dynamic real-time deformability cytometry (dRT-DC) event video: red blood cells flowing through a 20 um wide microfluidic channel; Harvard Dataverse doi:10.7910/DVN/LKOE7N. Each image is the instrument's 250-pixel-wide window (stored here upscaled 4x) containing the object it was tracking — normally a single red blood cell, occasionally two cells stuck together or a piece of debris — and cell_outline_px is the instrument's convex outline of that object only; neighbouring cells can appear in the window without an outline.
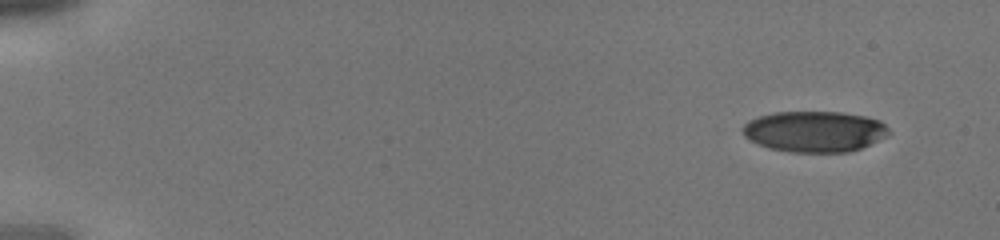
{"species": "human", "species_latin": "Homo sapiens", "temperature_condition": "cold", "stored_images_in_passage": 32, "camera_frame_rate_fps": 3000, "um_per_image_px": 0.085, "donor": {"sex": "male"}, "frame": {"image": 1, "passage_image": 1, "time_ms": 0.0, "image_size_px": [1000, 240], "cell_outline_px": [[892, 132], [860, 148], [848, 152], [792, 152], [768, 148], [744, 136], [740, 128], [748, 120], [772, 112], [840, 112], [864, 116], [880, 120]], "centroid_in_image_um": [69.2, 11.17], "position_along_channel_um": 15.8, "area_um2": 34.68}}
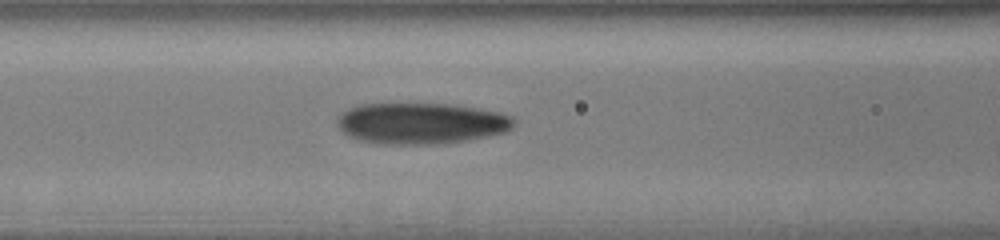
{"frame": {"image": 2, "passage_image": 14, "time_ms": 4.333, "image_size_px": [1000, 240], "cell_outline_px": [[516, 120], [512, 128], [504, 132], [488, 136], [468, 140], [436, 144], [380, 144], [356, 140], [348, 136], [336, 124], [336, 116], [348, 108], [360, 104], [448, 104], [480, 108], [500, 112], [512, 116]], "centroid_in_image_um": [35.77, 10.48], "position_along_channel_um": 130.8, "area_um2": 42.77}}
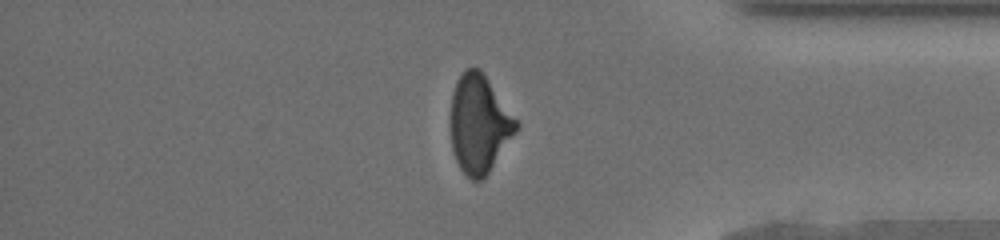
{"frame": {"image": 3, "passage_image": 28, "time_ms": 9.0, "image_size_px": [1000, 240], "cell_outline_px": [[520, 124], [516, 132], [488, 172], [480, 180], [472, 180], [460, 168], [456, 160], [452, 148], [448, 120], [452, 92], [456, 80], [464, 68], [480, 68]], "centroid_in_image_um": [40.68, 10.49], "position_along_channel_um": 394.5, "area_um2": 37.74}}